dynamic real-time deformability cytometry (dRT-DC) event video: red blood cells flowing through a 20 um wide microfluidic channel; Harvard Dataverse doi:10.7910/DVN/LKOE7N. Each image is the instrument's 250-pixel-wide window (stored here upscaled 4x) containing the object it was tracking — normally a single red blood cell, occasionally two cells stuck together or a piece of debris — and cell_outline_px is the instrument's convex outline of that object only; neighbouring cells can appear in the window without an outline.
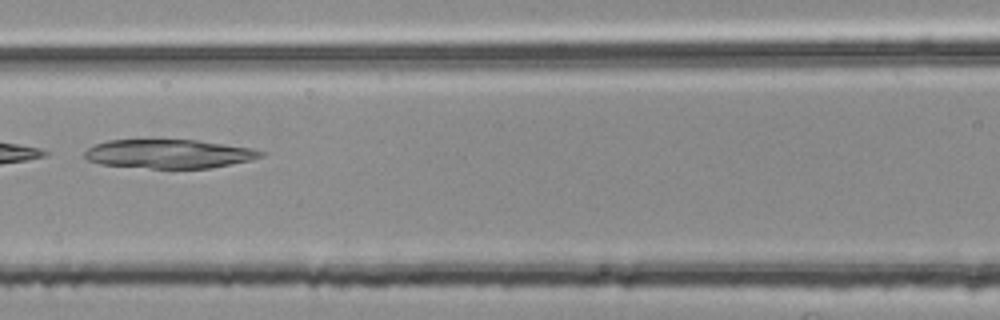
{"species": "common noctule bat (a hibernating species)", "species_latin": "Nyctalus noctula", "temperature_condition": "room temperature", "stored_images_in_passage": 5, "camera_frame_rate_fps": 3000, "um_per_image_px": 0.085, "animal": {"sex": "female", "body_mass_g": 25.1}, "frame": {"image": 1, "passage_image": 5, "time_ms": 1.333, "image_size_px": [1000, 320], "cell_outline_px": [[264, 156], [252, 160], [212, 168], [152, 168], [100, 164], [88, 160], [84, 156], [84, 152], [88, 148], [96, 144], [108, 140], [196, 140], [252, 148], [264, 152]], "centroid_in_image_um": [14.39, 13.08], "position_along_channel_um": 152.2, "area_um2": 29.54}}